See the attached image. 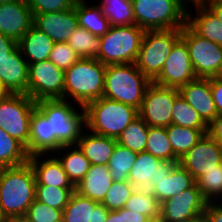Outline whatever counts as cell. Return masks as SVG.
<instances>
[{
    "label": "cell",
    "mask_w": 222,
    "mask_h": 222,
    "mask_svg": "<svg viewBox=\"0 0 222 222\" xmlns=\"http://www.w3.org/2000/svg\"><path fill=\"white\" fill-rule=\"evenodd\" d=\"M36 179L27 162L0 170V205L8 216L24 215L35 200Z\"/></svg>",
    "instance_id": "obj_2"
},
{
    "label": "cell",
    "mask_w": 222,
    "mask_h": 222,
    "mask_svg": "<svg viewBox=\"0 0 222 222\" xmlns=\"http://www.w3.org/2000/svg\"><path fill=\"white\" fill-rule=\"evenodd\" d=\"M186 24L200 37L222 46V22L204 4L188 2Z\"/></svg>",
    "instance_id": "obj_22"
},
{
    "label": "cell",
    "mask_w": 222,
    "mask_h": 222,
    "mask_svg": "<svg viewBox=\"0 0 222 222\" xmlns=\"http://www.w3.org/2000/svg\"><path fill=\"white\" fill-rule=\"evenodd\" d=\"M6 215L4 214L2 207L0 205V222H5L6 221Z\"/></svg>",
    "instance_id": "obj_56"
},
{
    "label": "cell",
    "mask_w": 222,
    "mask_h": 222,
    "mask_svg": "<svg viewBox=\"0 0 222 222\" xmlns=\"http://www.w3.org/2000/svg\"><path fill=\"white\" fill-rule=\"evenodd\" d=\"M136 188L127 181H114L102 204L108 211L121 209L125 206Z\"/></svg>",
    "instance_id": "obj_42"
},
{
    "label": "cell",
    "mask_w": 222,
    "mask_h": 222,
    "mask_svg": "<svg viewBox=\"0 0 222 222\" xmlns=\"http://www.w3.org/2000/svg\"><path fill=\"white\" fill-rule=\"evenodd\" d=\"M34 26L56 42H67L71 34L79 27L73 8L61 12L37 14L33 17Z\"/></svg>",
    "instance_id": "obj_18"
},
{
    "label": "cell",
    "mask_w": 222,
    "mask_h": 222,
    "mask_svg": "<svg viewBox=\"0 0 222 222\" xmlns=\"http://www.w3.org/2000/svg\"><path fill=\"white\" fill-rule=\"evenodd\" d=\"M120 215H122V222H150L151 219L146 215L140 214L135 211H130L126 208L120 209Z\"/></svg>",
    "instance_id": "obj_50"
},
{
    "label": "cell",
    "mask_w": 222,
    "mask_h": 222,
    "mask_svg": "<svg viewBox=\"0 0 222 222\" xmlns=\"http://www.w3.org/2000/svg\"><path fill=\"white\" fill-rule=\"evenodd\" d=\"M109 211L104 207L102 203H97L94 208L93 222H106V218Z\"/></svg>",
    "instance_id": "obj_52"
},
{
    "label": "cell",
    "mask_w": 222,
    "mask_h": 222,
    "mask_svg": "<svg viewBox=\"0 0 222 222\" xmlns=\"http://www.w3.org/2000/svg\"><path fill=\"white\" fill-rule=\"evenodd\" d=\"M196 78L188 47L185 41L180 38L174 44L159 75L152 82L157 85L179 89Z\"/></svg>",
    "instance_id": "obj_14"
},
{
    "label": "cell",
    "mask_w": 222,
    "mask_h": 222,
    "mask_svg": "<svg viewBox=\"0 0 222 222\" xmlns=\"http://www.w3.org/2000/svg\"><path fill=\"white\" fill-rule=\"evenodd\" d=\"M97 203L75 191L62 212L63 222H93L94 208Z\"/></svg>",
    "instance_id": "obj_33"
},
{
    "label": "cell",
    "mask_w": 222,
    "mask_h": 222,
    "mask_svg": "<svg viewBox=\"0 0 222 222\" xmlns=\"http://www.w3.org/2000/svg\"><path fill=\"white\" fill-rule=\"evenodd\" d=\"M105 72L106 65L99 60L80 58L65 71L64 100L85 107L100 99L103 96Z\"/></svg>",
    "instance_id": "obj_1"
},
{
    "label": "cell",
    "mask_w": 222,
    "mask_h": 222,
    "mask_svg": "<svg viewBox=\"0 0 222 222\" xmlns=\"http://www.w3.org/2000/svg\"><path fill=\"white\" fill-rule=\"evenodd\" d=\"M106 222H122V215H120V209L109 211Z\"/></svg>",
    "instance_id": "obj_53"
},
{
    "label": "cell",
    "mask_w": 222,
    "mask_h": 222,
    "mask_svg": "<svg viewBox=\"0 0 222 222\" xmlns=\"http://www.w3.org/2000/svg\"><path fill=\"white\" fill-rule=\"evenodd\" d=\"M151 81L135 63L106 65L103 96L140 109Z\"/></svg>",
    "instance_id": "obj_4"
},
{
    "label": "cell",
    "mask_w": 222,
    "mask_h": 222,
    "mask_svg": "<svg viewBox=\"0 0 222 222\" xmlns=\"http://www.w3.org/2000/svg\"><path fill=\"white\" fill-rule=\"evenodd\" d=\"M207 201L197 184L161 203L160 219L164 222H185L204 213Z\"/></svg>",
    "instance_id": "obj_16"
},
{
    "label": "cell",
    "mask_w": 222,
    "mask_h": 222,
    "mask_svg": "<svg viewBox=\"0 0 222 222\" xmlns=\"http://www.w3.org/2000/svg\"><path fill=\"white\" fill-rule=\"evenodd\" d=\"M14 1H19V0H0V4L14 2Z\"/></svg>",
    "instance_id": "obj_59"
},
{
    "label": "cell",
    "mask_w": 222,
    "mask_h": 222,
    "mask_svg": "<svg viewBox=\"0 0 222 222\" xmlns=\"http://www.w3.org/2000/svg\"><path fill=\"white\" fill-rule=\"evenodd\" d=\"M96 3L110 26H128L135 24L131 0H100Z\"/></svg>",
    "instance_id": "obj_30"
},
{
    "label": "cell",
    "mask_w": 222,
    "mask_h": 222,
    "mask_svg": "<svg viewBox=\"0 0 222 222\" xmlns=\"http://www.w3.org/2000/svg\"><path fill=\"white\" fill-rule=\"evenodd\" d=\"M137 158V152L118 143L112 152L107 167L114 181H127L128 174Z\"/></svg>",
    "instance_id": "obj_34"
},
{
    "label": "cell",
    "mask_w": 222,
    "mask_h": 222,
    "mask_svg": "<svg viewBox=\"0 0 222 222\" xmlns=\"http://www.w3.org/2000/svg\"><path fill=\"white\" fill-rule=\"evenodd\" d=\"M29 64L17 46L4 60L0 61V82L8 94L28 95Z\"/></svg>",
    "instance_id": "obj_19"
},
{
    "label": "cell",
    "mask_w": 222,
    "mask_h": 222,
    "mask_svg": "<svg viewBox=\"0 0 222 222\" xmlns=\"http://www.w3.org/2000/svg\"><path fill=\"white\" fill-rule=\"evenodd\" d=\"M16 47L17 42L15 40L0 33V61L7 58Z\"/></svg>",
    "instance_id": "obj_49"
},
{
    "label": "cell",
    "mask_w": 222,
    "mask_h": 222,
    "mask_svg": "<svg viewBox=\"0 0 222 222\" xmlns=\"http://www.w3.org/2000/svg\"><path fill=\"white\" fill-rule=\"evenodd\" d=\"M124 208L146 215L151 220L159 219L161 215V203L147 189H135Z\"/></svg>",
    "instance_id": "obj_35"
},
{
    "label": "cell",
    "mask_w": 222,
    "mask_h": 222,
    "mask_svg": "<svg viewBox=\"0 0 222 222\" xmlns=\"http://www.w3.org/2000/svg\"><path fill=\"white\" fill-rule=\"evenodd\" d=\"M161 159L148 152H138L132 169L128 174V181L136 189H147L155 179L157 165Z\"/></svg>",
    "instance_id": "obj_29"
},
{
    "label": "cell",
    "mask_w": 222,
    "mask_h": 222,
    "mask_svg": "<svg viewBox=\"0 0 222 222\" xmlns=\"http://www.w3.org/2000/svg\"><path fill=\"white\" fill-rule=\"evenodd\" d=\"M62 145L51 136L50 121L35 107L30 121V138L26 152L34 154H50L59 150Z\"/></svg>",
    "instance_id": "obj_23"
},
{
    "label": "cell",
    "mask_w": 222,
    "mask_h": 222,
    "mask_svg": "<svg viewBox=\"0 0 222 222\" xmlns=\"http://www.w3.org/2000/svg\"><path fill=\"white\" fill-rule=\"evenodd\" d=\"M179 93L197 111L207 125L218 116L212 98L210 78H196L186 85L181 86Z\"/></svg>",
    "instance_id": "obj_20"
},
{
    "label": "cell",
    "mask_w": 222,
    "mask_h": 222,
    "mask_svg": "<svg viewBox=\"0 0 222 222\" xmlns=\"http://www.w3.org/2000/svg\"><path fill=\"white\" fill-rule=\"evenodd\" d=\"M135 25L146 30L182 29L186 25V0H131Z\"/></svg>",
    "instance_id": "obj_6"
},
{
    "label": "cell",
    "mask_w": 222,
    "mask_h": 222,
    "mask_svg": "<svg viewBox=\"0 0 222 222\" xmlns=\"http://www.w3.org/2000/svg\"><path fill=\"white\" fill-rule=\"evenodd\" d=\"M149 126L138 116L117 138V143L134 152H144L148 139Z\"/></svg>",
    "instance_id": "obj_37"
},
{
    "label": "cell",
    "mask_w": 222,
    "mask_h": 222,
    "mask_svg": "<svg viewBox=\"0 0 222 222\" xmlns=\"http://www.w3.org/2000/svg\"><path fill=\"white\" fill-rule=\"evenodd\" d=\"M79 59L80 57L67 42L54 43L53 49L49 55V60L64 71L69 69Z\"/></svg>",
    "instance_id": "obj_43"
},
{
    "label": "cell",
    "mask_w": 222,
    "mask_h": 222,
    "mask_svg": "<svg viewBox=\"0 0 222 222\" xmlns=\"http://www.w3.org/2000/svg\"><path fill=\"white\" fill-rule=\"evenodd\" d=\"M65 71L52 61L44 60L29 64L28 96L40 100H64Z\"/></svg>",
    "instance_id": "obj_11"
},
{
    "label": "cell",
    "mask_w": 222,
    "mask_h": 222,
    "mask_svg": "<svg viewBox=\"0 0 222 222\" xmlns=\"http://www.w3.org/2000/svg\"><path fill=\"white\" fill-rule=\"evenodd\" d=\"M185 41L197 78L217 77L222 67V46L197 35L187 24L182 28Z\"/></svg>",
    "instance_id": "obj_10"
},
{
    "label": "cell",
    "mask_w": 222,
    "mask_h": 222,
    "mask_svg": "<svg viewBox=\"0 0 222 222\" xmlns=\"http://www.w3.org/2000/svg\"><path fill=\"white\" fill-rule=\"evenodd\" d=\"M54 41L34 25L17 42L21 54L28 64L49 59Z\"/></svg>",
    "instance_id": "obj_26"
},
{
    "label": "cell",
    "mask_w": 222,
    "mask_h": 222,
    "mask_svg": "<svg viewBox=\"0 0 222 222\" xmlns=\"http://www.w3.org/2000/svg\"><path fill=\"white\" fill-rule=\"evenodd\" d=\"M62 212V210L50 207L35 199L28 208L26 215L32 222H57L62 219Z\"/></svg>",
    "instance_id": "obj_44"
},
{
    "label": "cell",
    "mask_w": 222,
    "mask_h": 222,
    "mask_svg": "<svg viewBox=\"0 0 222 222\" xmlns=\"http://www.w3.org/2000/svg\"><path fill=\"white\" fill-rule=\"evenodd\" d=\"M185 222H208V221H207L206 216L204 215V213H202L200 215H197L194 218L188 219Z\"/></svg>",
    "instance_id": "obj_55"
},
{
    "label": "cell",
    "mask_w": 222,
    "mask_h": 222,
    "mask_svg": "<svg viewBox=\"0 0 222 222\" xmlns=\"http://www.w3.org/2000/svg\"><path fill=\"white\" fill-rule=\"evenodd\" d=\"M207 1H210V0H192L191 2L198 3V4H204Z\"/></svg>",
    "instance_id": "obj_58"
},
{
    "label": "cell",
    "mask_w": 222,
    "mask_h": 222,
    "mask_svg": "<svg viewBox=\"0 0 222 222\" xmlns=\"http://www.w3.org/2000/svg\"><path fill=\"white\" fill-rule=\"evenodd\" d=\"M202 196L207 202L222 201V170H211L196 180Z\"/></svg>",
    "instance_id": "obj_41"
},
{
    "label": "cell",
    "mask_w": 222,
    "mask_h": 222,
    "mask_svg": "<svg viewBox=\"0 0 222 222\" xmlns=\"http://www.w3.org/2000/svg\"><path fill=\"white\" fill-rule=\"evenodd\" d=\"M63 99L40 100L36 108L50 121L51 136L63 145H76L86 128L84 107Z\"/></svg>",
    "instance_id": "obj_5"
},
{
    "label": "cell",
    "mask_w": 222,
    "mask_h": 222,
    "mask_svg": "<svg viewBox=\"0 0 222 222\" xmlns=\"http://www.w3.org/2000/svg\"><path fill=\"white\" fill-rule=\"evenodd\" d=\"M195 180L211 170H222V147L208 134L178 161Z\"/></svg>",
    "instance_id": "obj_15"
},
{
    "label": "cell",
    "mask_w": 222,
    "mask_h": 222,
    "mask_svg": "<svg viewBox=\"0 0 222 222\" xmlns=\"http://www.w3.org/2000/svg\"><path fill=\"white\" fill-rule=\"evenodd\" d=\"M28 159L26 148L0 128V168L20 166Z\"/></svg>",
    "instance_id": "obj_32"
},
{
    "label": "cell",
    "mask_w": 222,
    "mask_h": 222,
    "mask_svg": "<svg viewBox=\"0 0 222 222\" xmlns=\"http://www.w3.org/2000/svg\"><path fill=\"white\" fill-rule=\"evenodd\" d=\"M210 86L217 113L222 115V80L218 77H211Z\"/></svg>",
    "instance_id": "obj_46"
},
{
    "label": "cell",
    "mask_w": 222,
    "mask_h": 222,
    "mask_svg": "<svg viewBox=\"0 0 222 222\" xmlns=\"http://www.w3.org/2000/svg\"><path fill=\"white\" fill-rule=\"evenodd\" d=\"M74 192L75 188L36 185L35 199L50 207L63 211Z\"/></svg>",
    "instance_id": "obj_40"
},
{
    "label": "cell",
    "mask_w": 222,
    "mask_h": 222,
    "mask_svg": "<svg viewBox=\"0 0 222 222\" xmlns=\"http://www.w3.org/2000/svg\"><path fill=\"white\" fill-rule=\"evenodd\" d=\"M116 143L117 139L95 134L85 128L76 145L91 165L107 166Z\"/></svg>",
    "instance_id": "obj_24"
},
{
    "label": "cell",
    "mask_w": 222,
    "mask_h": 222,
    "mask_svg": "<svg viewBox=\"0 0 222 222\" xmlns=\"http://www.w3.org/2000/svg\"><path fill=\"white\" fill-rule=\"evenodd\" d=\"M181 33L182 29L144 32L135 64L151 82L159 75Z\"/></svg>",
    "instance_id": "obj_8"
},
{
    "label": "cell",
    "mask_w": 222,
    "mask_h": 222,
    "mask_svg": "<svg viewBox=\"0 0 222 222\" xmlns=\"http://www.w3.org/2000/svg\"><path fill=\"white\" fill-rule=\"evenodd\" d=\"M165 128L173 153L178 159L204 136V133L199 129L182 127L173 123Z\"/></svg>",
    "instance_id": "obj_31"
},
{
    "label": "cell",
    "mask_w": 222,
    "mask_h": 222,
    "mask_svg": "<svg viewBox=\"0 0 222 222\" xmlns=\"http://www.w3.org/2000/svg\"><path fill=\"white\" fill-rule=\"evenodd\" d=\"M145 152L167 161H179L174 155L165 127L149 126Z\"/></svg>",
    "instance_id": "obj_38"
},
{
    "label": "cell",
    "mask_w": 222,
    "mask_h": 222,
    "mask_svg": "<svg viewBox=\"0 0 222 222\" xmlns=\"http://www.w3.org/2000/svg\"><path fill=\"white\" fill-rule=\"evenodd\" d=\"M5 222H32V221L26 214H24V215L8 216L6 217Z\"/></svg>",
    "instance_id": "obj_54"
},
{
    "label": "cell",
    "mask_w": 222,
    "mask_h": 222,
    "mask_svg": "<svg viewBox=\"0 0 222 222\" xmlns=\"http://www.w3.org/2000/svg\"><path fill=\"white\" fill-rule=\"evenodd\" d=\"M217 77H218L220 80H222V67H221V69H220Z\"/></svg>",
    "instance_id": "obj_60"
},
{
    "label": "cell",
    "mask_w": 222,
    "mask_h": 222,
    "mask_svg": "<svg viewBox=\"0 0 222 222\" xmlns=\"http://www.w3.org/2000/svg\"><path fill=\"white\" fill-rule=\"evenodd\" d=\"M114 180L105 165H90L84 178L75 187V191L86 198L102 203Z\"/></svg>",
    "instance_id": "obj_25"
},
{
    "label": "cell",
    "mask_w": 222,
    "mask_h": 222,
    "mask_svg": "<svg viewBox=\"0 0 222 222\" xmlns=\"http://www.w3.org/2000/svg\"><path fill=\"white\" fill-rule=\"evenodd\" d=\"M36 102L27 94H7L0 98V128L19 141L29 144L31 115Z\"/></svg>",
    "instance_id": "obj_9"
},
{
    "label": "cell",
    "mask_w": 222,
    "mask_h": 222,
    "mask_svg": "<svg viewBox=\"0 0 222 222\" xmlns=\"http://www.w3.org/2000/svg\"><path fill=\"white\" fill-rule=\"evenodd\" d=\"M172 123L182 127L199 129L207 134V124L180 95L174 101Z\"/></svg>",
    "instance_id": "obj_39"
},
{
    "label": "cell",
    "mask_w": 222,
    "mask_h": 222,
    "mask_svg": "<svg viewBox=\"0 0 222 222\" xmlns=\"http://www.w3.org/2000/svg\"><path fill=\"white\" fill-rule=\"evenodd\" d=\"M86 129L98 135L117 139L138 116V109L101 97L85 107Z\"/></svg>",
    "instance_id": "obj_3"
},
{
    "label": "cell",
    "mask_w": 222,
    "mask_h": 222,
    "mask_svg": "<svg viewBox=\"0 0 222 222\" xmlns=\"http://www.w3.org/2000/svg\"><path fill=\"white\" fill-rule=\"evenodd\" d=\"M196 184L193 176L178 161L161 160L157 165L155 179L147 188L157 200L163 201L192 188Z\"/></svg>",
    "instance_id": "obj_13"
},
{
    "label": "cell",
    "mask_w": 222,
    "mask_h": 222,
    "mask_svg": "<svg viewBox=\"0 0 222 222\" xmlns=\"http://www.w3.org/2000/svg\"><path fill=\"white\" fill-rule=\"evenodd\" d=\"M8 93L4 90V88L2 87V84L0 82V98L7 95Z\"/></svg>",
    "instance_id": "obj_57"
},
{
    "label": "cell",
    "mask_w": 222,
    "mask_h": 222,
    "mask_svg": "<svg viewBox=\"0 0 222 222\" xmlns=\"http://www.w3.org/2000/svg\"><path fill=\"white\" fill-rule=\"evenodd\" d=\"M207 134L222 147V115H218L207 125Z\"/></svg>",
    "instance_id": "obj_48"
},
{
    "label": "cell",
    "mask_w": 222,
    "mask_h": 222,
    "mask_svg": "<svg viewBox=\"0 0 222 222\" xmlns=\"http://www.w3.org/2000/svg\"><path fill=\"white\" fill-rule=\"evenodd\" d=\"M145 30L137 25L110 26L100 36L101 47L97 56L104 65L135 63Z\"/></svg>",
    "instance_id": "obj_7"
},
{
    "label": "cell",
    "mask_w": 222,
    "mask_h": 222,
    "mask_svg": "<svg viewBox=\"0 0 222 222\" xmlns=\"http://www.w3.org/2000/svg\"><path fill=\"white\" fill-rule=\"evenodd\" d=\"M33 24V14L26 0L0 4L1 34L18 42Z\"/></svg>",
    "instance_id": "obj_17"
},
{
    "label": "cell",
    "mask_w": 222,
    "mask_h": 222,
    "mask_svg": "<svg viewBox=\"0 0 222 222\" xmlns=\"http://www.w3.org/2000/svg\"><path fill=\"white\" fill-rule=\"evenodd\" d=\"M204 5L222 22V0H210Z\"/></svg>",
    "instance_id": "obj_51"
},
{
    "label": "cell",
    "mask_w": 222,
    "mask_h": 222,
    "mask_svg": "<svg viewBox=\"0 0 222 222\" xmlns=\"http://www.w3.org/2000/svg\"><path fill=\"white\" fill-rule=\"evenodd\" d=\"M150 222H164V221L159 218V219H156V220H151Z\"/></svg>",
    "instance_id": "obj_61"
},
{
    "label": "cell",
    "mask_w": 222,
    "mask_h": 222,
    "mask_svg": "<svg viewBox=\"0 0 222 222\" xmlns=\"http://www.w3.org/2000/svg\"><path fill=\"white\" fill-rule=\"evenodd\" d=\"M69 46L80 58L96 59L101 47L100 36L78 27L67 40Z\"/></svg>",
    "instance_id": "obj_36"
},
{
    "label": "cell",
    "mask_w": 222,
    "mask_h": 222,
    "mask_svg": "<svg viewBox=\"0 0 222 222\" xmlns=\"http://www.w3.org/2000/svg\"><path fill=\"white\" fill-rule=\"evenodd\" d=\"M28 162L33 168L36 185L75 188L61 162L53 153L31 155Z\"/></svg>",
    "instance_id": "obj_21"
},
{
    "label": "cell",
    "mask_w": 222,
    "mask_h": 222,
    "mask_svg": "<svg viewBox=\"0 0 222 222\" xmlns=\"http://www.w3.org/2000/svg\"><path fill=\"white\" fill-rule=\"evenodd\" d=\"M61 162L69 180L76 187L90 167L89 160L77 145H63L53 153Z\"/></svg>",
    "instance_id": "obj_27"
},
{
    "label": "cell",
    "mask_w": 222,
    "mask_h": 222,
    "mask_svg": "<svg viewBox=\"0 0 222 222\" xmlns=\"http://www.w3.org/2000/svg\"><path fill=\"white\" fill-rule=\"evenodd\" d=\"M204 215L208 222H222V201L207 202Z\"/></svg>",
    "instance_id": "obj_47"
},
{
    "label": "cell",
    "mask_w": 222,
    "mask_h": 222,
    "mask_svg": "<svg viewBox=\"0 0 222 222\" xmlns=\"http://www.w3.org/2000/svg\"><path fill=\"white\" fill-rule=\"evenodd\" d=\"M179 89L151 82L144 94L139 116L148 126L167 127L172 124V111Z\"/></svg>",
    "instance_id": "obj_12"
},
{
    "label": "cell",
    "mask_w": 222,
    "mask_h": 222,
    "mask_svg": "<svg viewBox=\"0 0 222 222\" xmlns=\"http://www.w3.org/2000/svg\"><path fill=\"white\" fill-rule=\"evenodd\" d=\"M75 11L79 27L88 30L95 36H103L108 32L109 22L96 3H89L88 0H77Z\"/></svg>",
    "instance_id": "obj_28"
},
{
    "label": "cell",
    "mask_w": 222,
    "mask_h": 222,
    "mask_svg": "<svg viewBox=\"0 0 222 222\" xmlns=\"http://www.w3.org/2000/svg\"><path fill=\"white\" fill-rule=\"evenodd\" d=\"M77 0H26L33 17L37 14L61 12L73 8Z\"/></svg>",
    "instance_id": "obj_45"
}]
</instances>
